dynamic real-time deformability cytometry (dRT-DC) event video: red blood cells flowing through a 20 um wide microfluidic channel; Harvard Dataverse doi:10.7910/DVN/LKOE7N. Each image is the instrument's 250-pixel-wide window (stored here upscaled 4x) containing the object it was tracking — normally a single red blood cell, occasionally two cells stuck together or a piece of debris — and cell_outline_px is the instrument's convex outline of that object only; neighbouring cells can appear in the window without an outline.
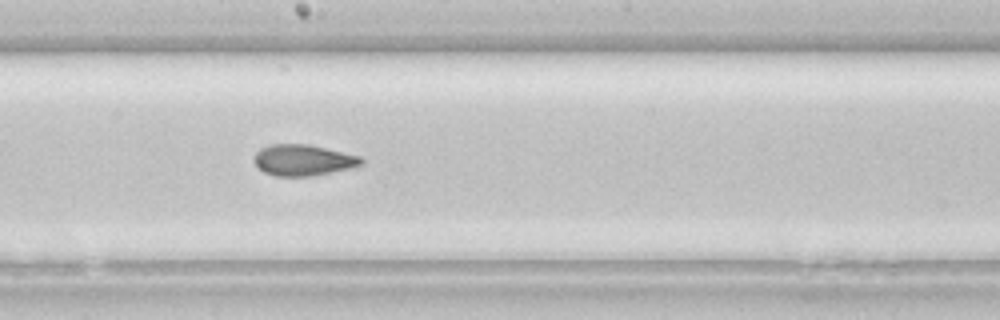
{"species": "common noctule bat (a hibernating species)", "species_latin": "Nyctalus noctula", "temperature_condition": "room temperature", "stored_images_in_passage": 30, "camera_frame_rate_fps": 3000, "um_per_image_px": 0.085, "animal": {"sex": "female", "body_mass_g": 22.7, "forearm_length_mm": 54.2}, "frame": {"image": 1, "passage_image": 13, "time_ms": 4.0, "image_size_px": [1000, 320], "cell_outline_px": [[364, 164], [352, 168], [308, 176], [276, 176], [264, 172], [252, 160], [252, 156], [260, 148], [268, 144], [308, 144], [360, 156], [364, 160]], "centroid_in_image_um": [25.74, 13.6], "position_along_channel_um": 222.5, "area_um2": 19.48}}
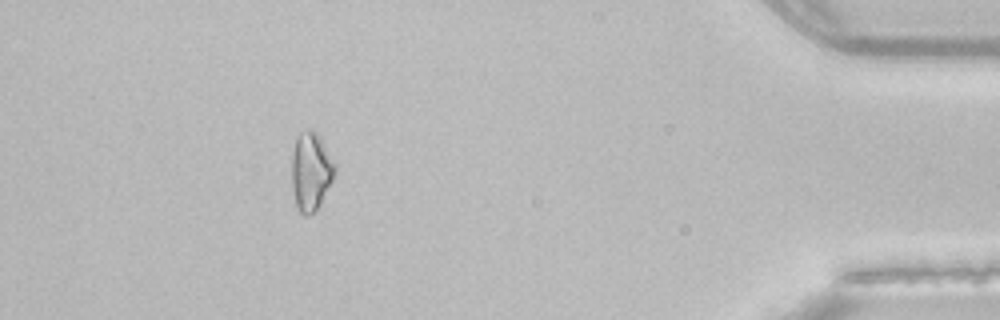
{"frame": {"image": 2, "passage_image": 26, "time_ms": 8.333, "image_size_px": [1000, 320], "cell_outline_px": [[336, 168], [332, 180], [320, 204], [308, 216], [304, 216], [296, 208], [292, 188], [292, 152], [296, 136], [300, 132], [312, 128], [316, 132], [324, 144], [336, 164]], "centroid_in_image_um": [26.4, 14.55], "position_along_channel_um": 408.8, "area_um2": 19.71}}